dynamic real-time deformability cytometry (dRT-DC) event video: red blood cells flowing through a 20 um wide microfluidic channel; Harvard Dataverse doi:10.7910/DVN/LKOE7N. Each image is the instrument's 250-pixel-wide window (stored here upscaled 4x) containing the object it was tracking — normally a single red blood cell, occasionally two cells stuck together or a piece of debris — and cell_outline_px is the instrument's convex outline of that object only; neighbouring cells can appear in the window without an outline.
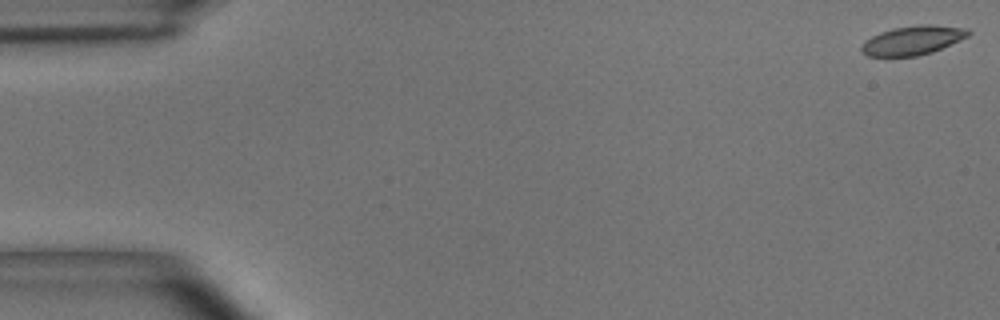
{"species": "common noctule bat (a hibernating species)", "species_latin": "Nyctalus noctula", "temperature_condition": "room temperature", "stored_images_in_passage": 55, "camera_frame_rate_fps": 3000, "um_per_image_px": 0.085, "animal": {"sex": "male", "body_mass_g": 15.6}, "frame": {"image": 1, "passage_image": 1, "time_ms": 0.0, "image_size_px": [1000, 320], "cell_outline_px": [[972, 32], [968, 36], [932, 52], [916, 56], [868, 56], [860, 52], [860, 48], [864, 40], [880, 32], [892, 28], [920, 24], [932, 24], [968, 28]], "centroid_in_image_um": [77.56, 3.41], "position_along_channel_um": 7.4, "area_um2": 18.21}}
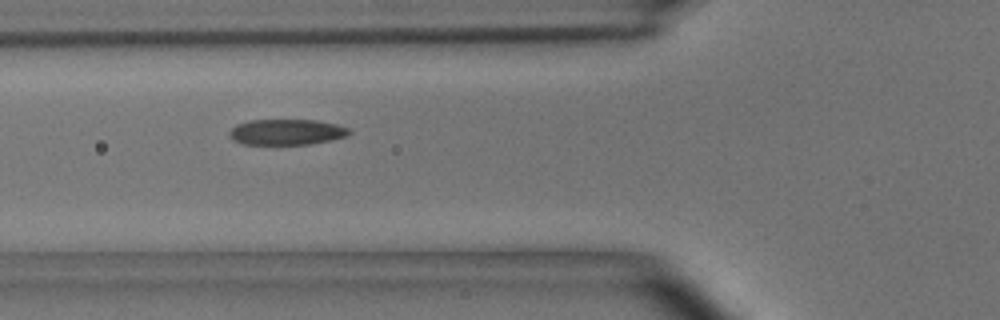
{"frame": {"image": 2, "passage_image": 20, "time_ms": 6.333, "image_size_px": [1000, 320], "cell_outline_px": [[352, 132], [348, 136], [332, 140], [312, 144], [240, 144], [232, 140], [228, 136], [228, 132], [236, 124], [248, 120], [316, 120], [336, 124], [352, 128]], "centroid_in_image_um": [24.37, 11.22], "position_along_channel_um": 101.4, "area_um2": 18.32}}
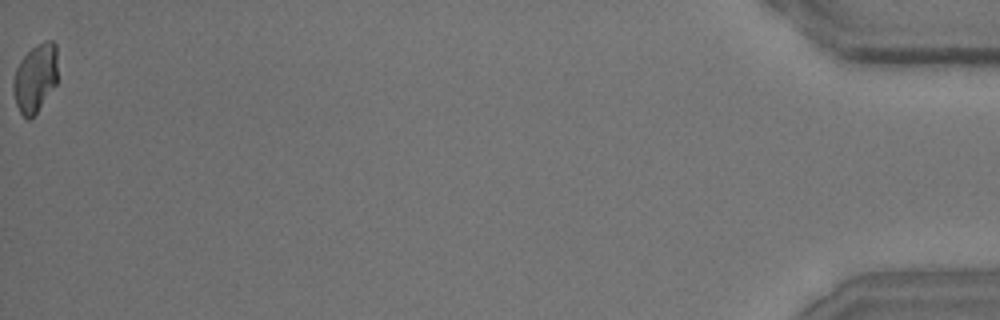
{"frame": {"image": 3, "passage_image": 55, "time_ms": 18.0, "image_size_px": [1000, 320], "cell_outline_px": [[56, 84], [36, 112], [28, 120], [20, 112], [16, 104], [12, 88], [12, 80], [16, 68], [20, 60], [32, 48], [44, 40], [52, 40], [56, 44]], "centroid_in_image_um": [2.97, 6.61], "position_along_channel_um": 432.2, "area_um2": 17.46}, "authors_computed_cell_mechanics": {"area_um2": 18.3226, "velocity_mm_per_s": 3.6532, "shape_relaxation_time_tau1_ms": 4.9366, "shape_relaxation_time_tau2_ms": 1.6641, "deformation_change_tau1": 0.1392, "deformation_change_tau2": 0.0706}}